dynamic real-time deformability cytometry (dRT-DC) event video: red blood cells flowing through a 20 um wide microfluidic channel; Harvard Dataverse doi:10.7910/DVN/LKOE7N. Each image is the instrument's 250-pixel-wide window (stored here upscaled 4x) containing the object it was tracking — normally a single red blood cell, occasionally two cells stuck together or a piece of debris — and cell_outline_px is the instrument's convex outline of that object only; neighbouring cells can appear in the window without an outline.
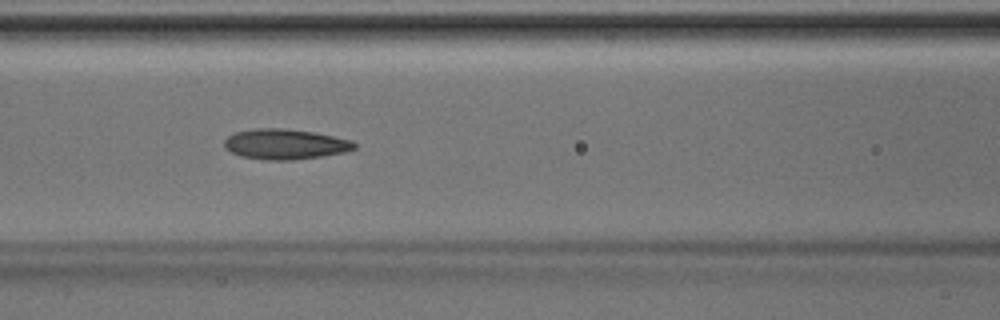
{"species": "Egyptian fruit bat (a non-hibernating species)", "species_latin": "Rousettus aegyptiacus", "temperature_condition": "room temperature", "stored_images_in_passage": 45, "segment_of_instrument_passage": [1, 2], "camera_frame_rate_fps": 3000, "um_per_image_px": 0.085, "animal": {"sex": "male"}, "frame": {"image": 1, "passage_image": 18, "time_ms": 5.667, "image_size_px": [1000, 320], "cell_outline_px": [[356, 148], [344, 152], [320, 156], [292, 160], [264, 160], [240, 156], [224, 148], [224, 140], [228, 136], [236, 132], [256, 128], [288, 128], [312, 132], [352, 140], [356, 144]], "centroid_in_image_um": [24.21, 12.25], "position_along_channel_um": 142.4, "area_um2": 22.95}}
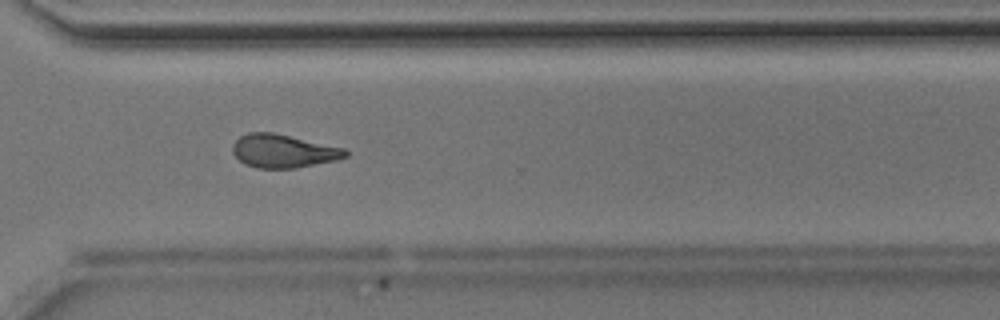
{"frame": {"image": 2, "passage_image": 32, "time_ms": 10.333, "image_size_px": [1000, 320], "cell_outline_px": [[348, 156], [336, 160], [292, 168], [256, 168], [244, 164], [232, 152], [232, 144], [240, 136], [248, 132], [272, 132], [344, 148], [348, 152]], "centroid_in_image_um": [24.04, 12.83], "position_along_channel_um": 346.6, "area_um2": 21.73}}
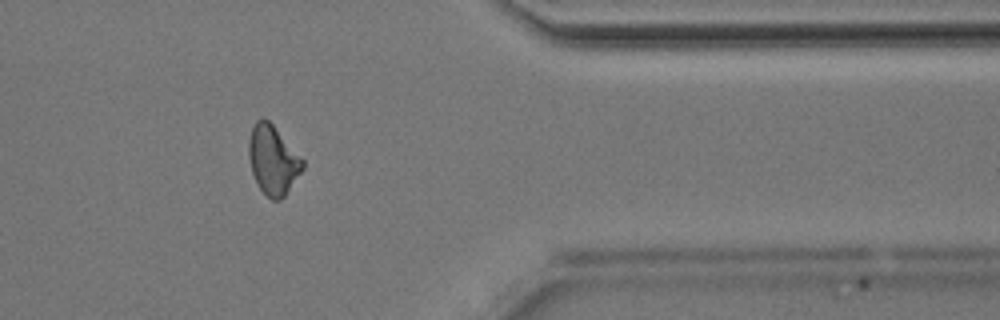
{"frame": {"image": 3, "passage_image": 36, "time_ms": 11.667, "image_size_px": [1000, 320], "cell_outline_px": [[304, 168], [284, 196], [280, 200], [272, 200], [260, 188], [252, 172], [248, 156], [248, 140], [252, 128], [256, 120], [268, 120], [272, 124], [304, 160]], "centroid_in_image_um": [23.2, 13.6], "position_along_channel_um": 388.2, "area_um2": 21.33}}